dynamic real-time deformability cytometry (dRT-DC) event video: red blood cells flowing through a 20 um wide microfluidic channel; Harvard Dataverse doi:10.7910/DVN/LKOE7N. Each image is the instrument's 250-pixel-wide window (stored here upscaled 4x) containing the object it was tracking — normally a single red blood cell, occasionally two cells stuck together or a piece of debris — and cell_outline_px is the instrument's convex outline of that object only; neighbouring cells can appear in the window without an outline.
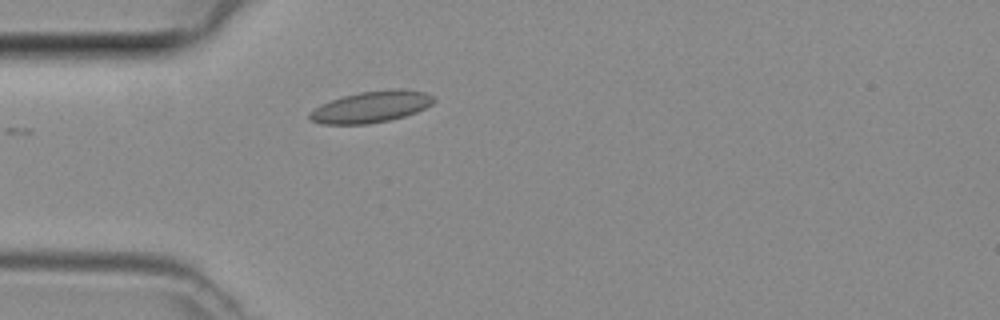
{"species": "common noctule bat (a hibernating species)", "species_latin": "Nyctalus noctula", "temperature_condition": "room temperature", "stored_images_in_passage": 4, "camera_frame_rate_fps": 3000, "um_per_image_px": 0.085, "animal": {"sex": "female", "body_mass_g": 29.2, "forearm_length_mm": 56.3}, "frame": {"image": 1, "passage_image": 1, "time_ms": 0.0, "image_size_px": [1000, 320], "cell_outline_px": [[436, 100], [432, 104], [416, 112], [404, 116], [388, 120], [368, 124], [320, 124], [312, 120], [308, 116], [308, 112], [320, 104], [344, 96], [360, 92], [396, 88], [400, 88], [428, 92], [436, 96]], "centroid_in_image_um": [31.58, 9.07], "position_along_channel_um": 53.4, "area_um2": 22.89}}
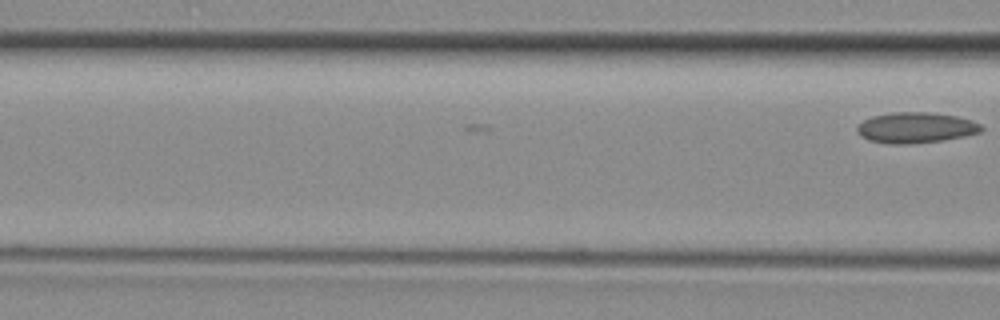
{"frame": {"image": 2, "passage_image": 4, "time_ms": 1.0, "image_size_px": [1000, 320], "cell_outline_px": [[984, 128], [980, 132], [964, 136], [940, 140], [912, 144], [892, 144], [868, 140], [860, 136], [856, 132], [856, 128], [864, 120], [872, 116], [892, 112], [932, 112], [956, 116], [972, 120], [980, 124]], "centroid_in_image_um": [77.82, 10.85], "position_along_channel_um": 88.8, "area_um2": 22.25}}